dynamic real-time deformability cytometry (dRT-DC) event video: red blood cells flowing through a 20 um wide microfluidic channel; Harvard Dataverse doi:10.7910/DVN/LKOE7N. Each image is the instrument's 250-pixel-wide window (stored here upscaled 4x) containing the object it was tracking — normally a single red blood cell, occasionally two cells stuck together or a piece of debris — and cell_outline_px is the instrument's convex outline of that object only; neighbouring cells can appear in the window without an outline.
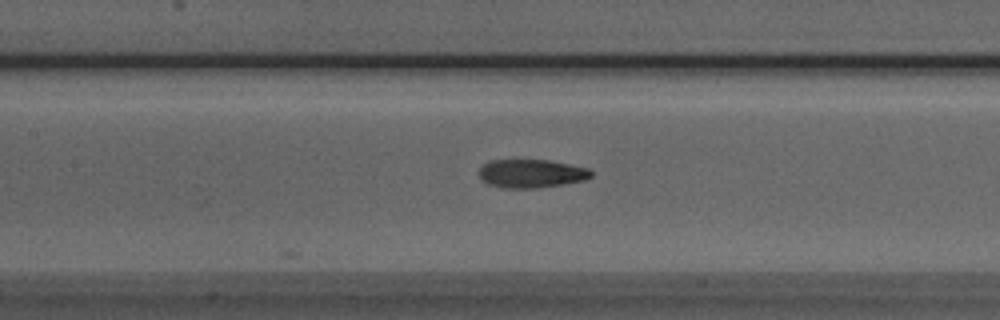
{"species": "Egyptian fruit bat (a non-hibernating species)", "species_latin": "Rousettus aegyptiacus", "temperature_condition": "room temperature", "stored_images_in_passage": 8, "camera_frame_rate_fps": 3000, "um_per_image_px": 0.085, "animal": {"sex": "male"}, "frame": {"image": 1, "passage_image": 8, "time_ms": 2.333, "image_size_px": [1000, 320], "cell_outline_px": [[592, 176], [584, 180], [536, 188], [504, 188], [488, 184], [480, 180], [480, 168], [484, 164], [492, 160], [548, 160], [588, 168], [592, 172]], "centroid_in_image_um": [45.14, 14.75], "position_along_channel_um": 162.3, "area_um2": 18.38}}